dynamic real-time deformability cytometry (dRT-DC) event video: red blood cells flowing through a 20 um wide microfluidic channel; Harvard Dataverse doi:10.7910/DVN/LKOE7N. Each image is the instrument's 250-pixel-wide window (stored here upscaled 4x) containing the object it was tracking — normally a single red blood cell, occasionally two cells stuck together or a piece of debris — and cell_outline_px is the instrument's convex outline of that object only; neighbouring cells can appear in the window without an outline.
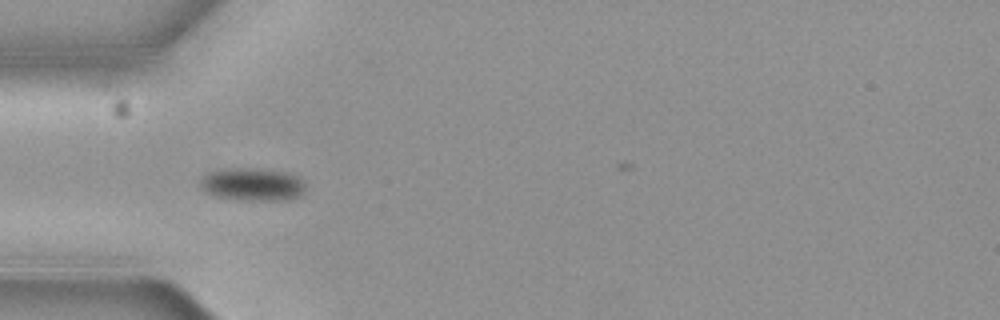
{"species": "common noctule bat (a hibernating species)", "species_latin": "Nyctalus noctula", "temperature_condition": "cold", "stored_images_in_passage": 3, "camera_frame_rate_fps": 3000, "um_per_image_px": 0.085, "animal": {"sex": "female", "body_mass_g": 19.3, "forearm_length_mm": 54.1}, "frame": {"image": 1, "passage_image": 1, "time_ms": 0.0, "image_size_px": [1000, 320], "cell_outline_px": [[304, 192], [300, 196], [288, 200], [240, 200], [216, 196], [200, 188], [200, 176], [208, 172], [224, 168], [252, 168], [288, 172], [304, 180]], "centroid_in_image_um": [21.45, 15.66], "position_along_channel_um": 63.6, "area_um2": 20.4}}